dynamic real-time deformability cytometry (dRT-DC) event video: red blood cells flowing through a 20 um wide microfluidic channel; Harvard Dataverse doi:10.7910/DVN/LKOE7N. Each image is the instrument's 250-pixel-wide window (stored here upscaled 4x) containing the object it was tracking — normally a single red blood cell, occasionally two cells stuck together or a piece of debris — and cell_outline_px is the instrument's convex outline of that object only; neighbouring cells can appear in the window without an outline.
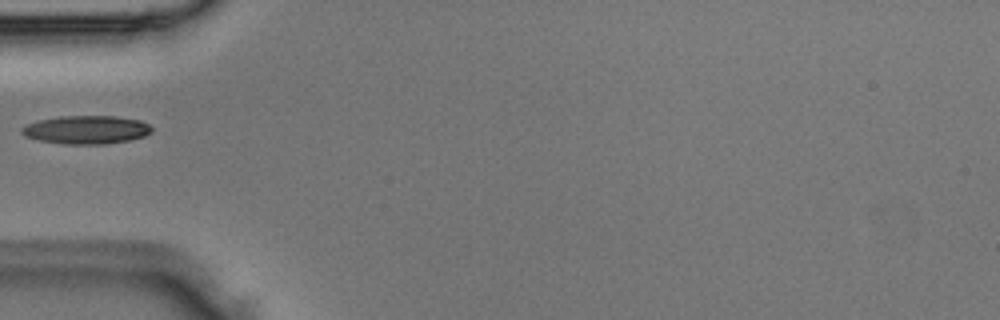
{"species": "Egyptian fruit bat (a non-hibernating species)", "species_latin": "Rousettus aegyptiacus", "temperature_condition": "room temperature", "stored_images_in_passage": 1, "camera_frame_rate_fps": 3000, "um_per_image_px": 0.085, "animal": {"sex": "male"}, "frame": {"image": 1, "passage_image": 1, "time_ms": 0.0, "image_size_px": [1000, 320], "cell_outline_px": [[152, 132], [144, 136], [128, 140], [104, 144], [64, 144], [40, 140], [24, 136], [20, 132], [20, 128], [28, 124], [40, 120], [60, 116], [116, 116], [140, 120], [148, 124], [152, 128]], "centroid_in_image_um": [7.34, 11.02], "position_along_channel_um": 77.7, "area_um2": 21.39}}